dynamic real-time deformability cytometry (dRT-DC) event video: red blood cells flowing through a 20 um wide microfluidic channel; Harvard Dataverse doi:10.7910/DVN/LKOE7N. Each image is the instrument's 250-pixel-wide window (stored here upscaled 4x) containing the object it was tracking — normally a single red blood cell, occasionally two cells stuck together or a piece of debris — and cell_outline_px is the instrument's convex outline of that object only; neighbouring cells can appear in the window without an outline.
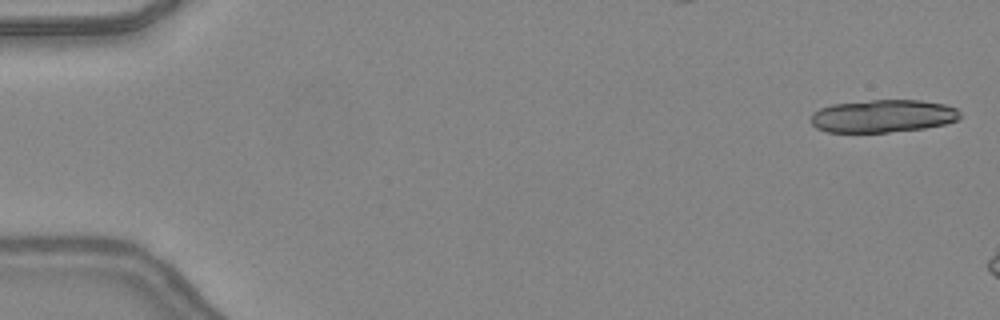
{"species": "common noctule bat (a hibernating species)", "species_latin": "Nyctalus noctula", "temperature_condition": "warm", "stored_images_in_passage": 6, "camera_frame_rate_fps": 3000, "um_per_image_px": 0.085, "animal": {"sex": "female", "body_mass_g": 24.6, "forearm_length_mm": 56.2}, "frame": {"image": 1, "passage_image": 1, "time_ms": 0.0, "image_size_px": [1000, 320], "cell_outline_px": [[960, 120], [944, 124], [924, 128], [888, 132], [828, 132], [816, 128], [812, 124], [812, 112], [820, 108], [832, 104], [872, 100], [920, 100], [944, 104], [956, 108], [960, 112]], "centroid_in_image_um": [75.06, 9.86], "position_along_channel_um": 9.9, "area_um2": 28.5}}